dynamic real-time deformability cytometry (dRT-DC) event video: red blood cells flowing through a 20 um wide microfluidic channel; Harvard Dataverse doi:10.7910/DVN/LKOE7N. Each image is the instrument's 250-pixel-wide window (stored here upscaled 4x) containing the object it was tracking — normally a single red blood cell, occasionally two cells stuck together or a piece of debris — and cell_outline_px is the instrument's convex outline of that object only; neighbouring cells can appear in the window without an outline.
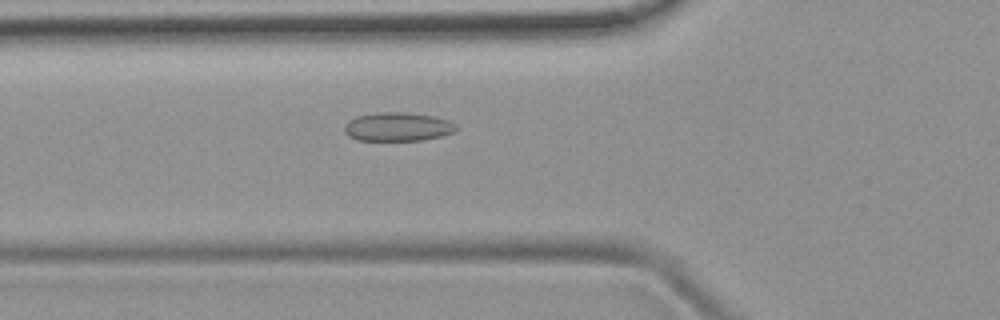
{"species": "common noctule bat (a hibernating species)", "species_latin": "Nyctalus noctula", "temperature_condition": "room temperature", "stored_images_in_passage": 52, "camera_frame_rate_fps": 3000, "um_per_image_px": 0.085, "animal": {"sex": "female", "body_mass_g": 19.9}, "frame": {"image": 1, "passage_image": 19, "time_ms": 6.0, "image_size_px": [1000, 320], "cell_outline_px": [[460, 128], [456, 132], [444, 136], [420, 140], [356, 140], [348, 136], [344, 132], [344, 124], [348, 120], [356, 116], [376, 112], [404, 112], [432, 116], [448, 120], [456, 124]], "centroid_in_image_um": [33.81, 10.78], "position_along_channel_um": 92.0, "area_um2": 19.02}}
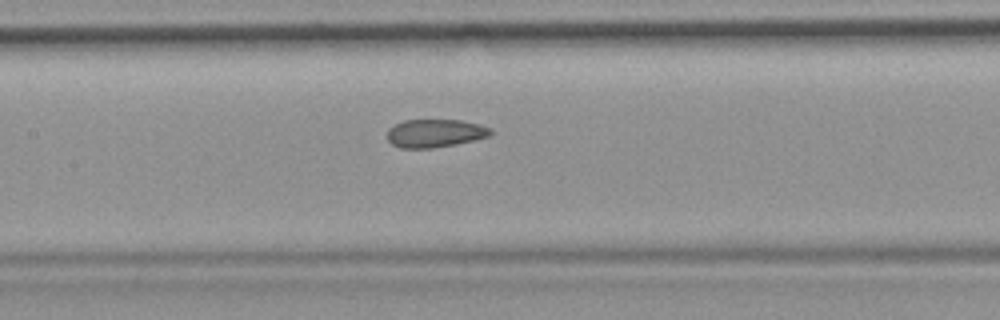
{"frame": {"image": 2, "passage_image": 25, "time_ms": 8.0, "image_size_px": [1000, 320], "cell_outline_px": [[492, 136], [456, 144], [432, 148], [400, 148], [392, 144], [388, 140], [388, 128], [404, 120], [460, 120], [480, 124], [492, 128]], "centroid_in_image_um": [37.01, 11.32], "position_along_channel_um": 170.4, "area_um2": 17.05}}
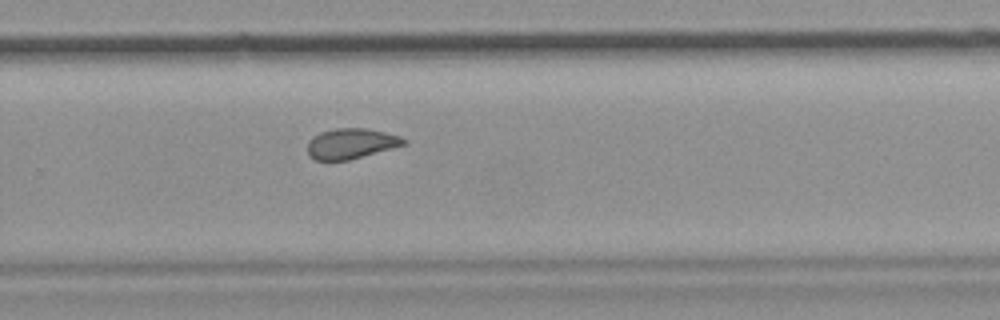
{"frame": {"image": 3, "passage_image": 35, "time_ms": 11.333, "image_size_px": [1000, 320], "cell_outline_px": [[408, 144], [348, 160], [316, 160], [308, 156], [308, 144], [320, 132], [336, 128], [368, 128], [400, 136], [408, 140]], "centroid_in_image_um": [29.89, 12.2], "position_along_channel_um": 299.9, "area_um2": 16.94}, "authors_computed_cell_mechanics": {"area_um2": 18.2359, "velocity_mm_per_s": 3.9048, "shape_relaxation_time_tau1_ms": null, "shape_relaxation_time_tau2_ms": 1.2304, "deformation_change_tau1": null, "deformation_change_tau2": 0.0608}}